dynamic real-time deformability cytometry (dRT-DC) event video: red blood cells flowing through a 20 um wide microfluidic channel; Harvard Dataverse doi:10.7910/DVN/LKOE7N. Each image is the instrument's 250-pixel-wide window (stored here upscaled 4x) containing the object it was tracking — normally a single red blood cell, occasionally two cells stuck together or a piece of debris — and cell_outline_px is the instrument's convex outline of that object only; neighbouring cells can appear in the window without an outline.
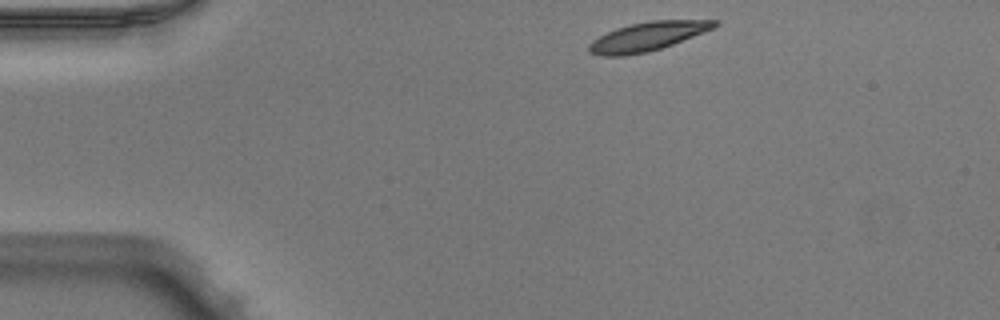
{"species": "Egyptian fruit bat (a non-hibernating species)", "species_latin": "Rousettus aegyptiacus", "temperature_condition": "warm", "stored_images_in_passage": 7, "camera_frame_rate_fps": 3000, "um_per_image_px": 0.085, "animal": {"sex": "male"}, "frame": {"image": 1, "passage_image": 1, "time_ms": 0.0, "image_size_px": [1000, 320], "cell_outline_px": [[720, 24], [712, 28], [672, 44], [648, 52], [624, 56], [600, 56], [588, 52], [588, 44], [592, 40], [616, 28], [648, 20], [720, 20]], "centroid_in_image_um": [54.99, 3.1], "position_along_channel_um": 30.0, "area_um2": 20.92}}